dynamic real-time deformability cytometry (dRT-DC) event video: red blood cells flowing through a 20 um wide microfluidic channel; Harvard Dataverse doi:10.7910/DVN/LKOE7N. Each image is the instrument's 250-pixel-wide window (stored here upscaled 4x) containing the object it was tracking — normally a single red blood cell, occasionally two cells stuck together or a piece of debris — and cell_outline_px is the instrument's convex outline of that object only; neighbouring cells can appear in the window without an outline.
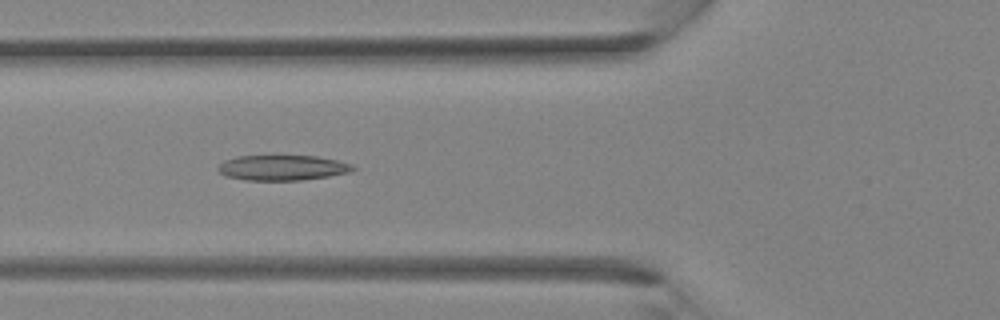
{"species": "Egyptian fruit bat (a non-hibernating species)", "species_latin": "Rousettus aegyptiacus", "temperature_condition": "room temperature", "stored_images_in_passage": 35, "camera_frame_rate_fps": 3000, "um_per_image_px": 0.085, "animal": {"sex": "female"}, "frame": {"image": 1, "passage_image": 13, "time_ms": 4.0, "image_size_px": [1000, 320], "cell_outline_px": [[356, 168], [348, 172], [328, 176], [300, 180], [244, 180], [224, 176], [216, 168], [224, 160], [236, 156], [316, 156], [336, 160], [352, 164]], "centroid_in_image_um": [23.95, 14.25], "position_along_channel_um": 101.8, "area_um2": 19.77}}
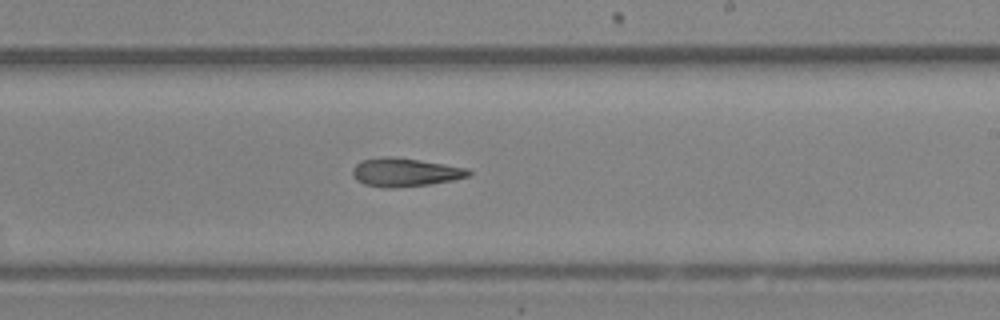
{"frame": {"image": 2, "passage_image": 21, "time_ms": 6.667, "image_size_px": [1000, 320], "cell_outline_px": [[472, 172], [468, 176], [452, 180], [428, 184], [396, 188], [384, 188], [364, 184], [356, 180], [352, 176], [352, 168], [356, 164], [364, 160], [384, 156], [388, 156], [444, 164], [468, 168]], "centroid_in_image_um": [34.39, 14.65], "position_along_channel_um": 254.6, "area_um2": 19.07}}
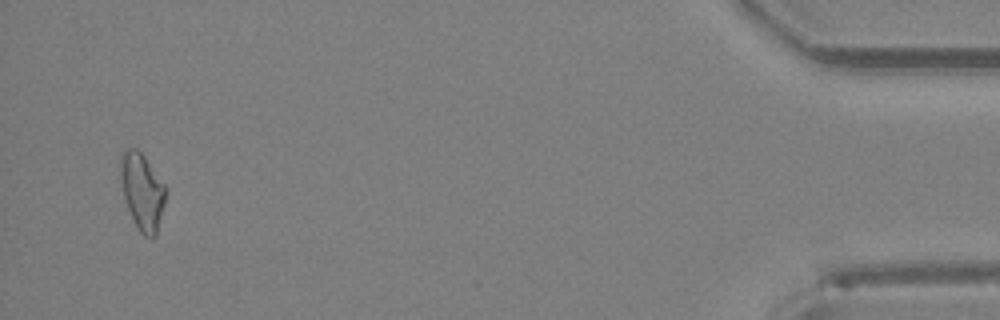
{"frame": {"image": 3, "passage_image": 34, "time_ms": 11.0, "image_size_px": [1000, 320], "cell_outline_px": [[168, 192], [156, 236], [152, 240], [144, 236], [140, 232], [128, 208], [124, 196], [120, 180], [120, 152], [124, 148], [136, 148], [144, 156], [168, 188]], "centroid_in_image_um": [12.11, 16.26], "position_along_channel_um": 423.1, "area_um2": 20.52}}